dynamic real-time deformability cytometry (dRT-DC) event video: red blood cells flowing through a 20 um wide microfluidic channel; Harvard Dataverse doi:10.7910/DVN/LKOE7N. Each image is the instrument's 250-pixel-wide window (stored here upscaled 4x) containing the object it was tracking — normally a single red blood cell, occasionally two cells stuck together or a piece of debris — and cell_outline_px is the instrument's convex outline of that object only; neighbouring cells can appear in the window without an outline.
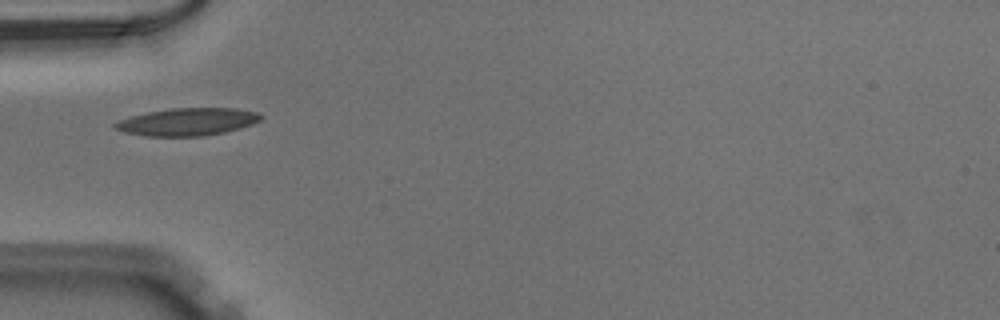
{"species": "Egyptian fruit bat (a non-hibernating species)", "species_latin": "Rousettus aegyptiacus", "temperature_condition": "warm", "stored_images_in_passage": 35, "camera_frame_rate_fps": 3000, "um_per_image_px": 0.085, "animal": {"sex": "male"}, "frame": {"image": 1, "passage_image": 1, "time_ms": 0.0, "image_size_px": [1000, 320], "cell_outline_px": [[264, 116], [260, 120], [252, 124], [240, 128], [224, 132], [204, 136], [144, 136], [124, 132], [116, 128], [112, 124], [120, 120], [132, 116], [148, 112], [172, 108], [236, 108], [256, 112]], "centroid_in_image_um": [15.95, 10.35], "position_along_channel_um": 69.0, "area_um2": 23.29}}
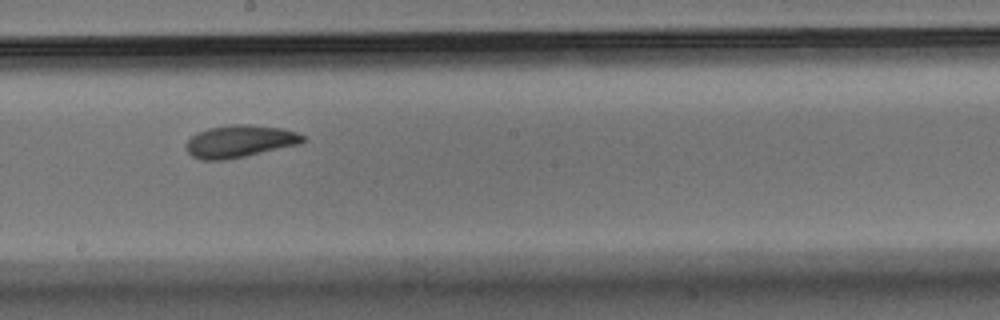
{"frame": {"image": 2, "passage_image": 13, "time_ms": 4.0, "image_size_px": [1000, 320], "cell_outline_px": [[304, 140], [300, 144], [244, 156], [224, 160], [200, 160], [192, 156], [188, 152], [188, 140], [196, 132], [208, 128], [232, 124], [248, 124], [280, 128], [296, 132], [304, 136]], "centroid_in_image_um": [20.37, 12.0], "position_along_channel_um": 227.8, "area_um2": 21.73}}
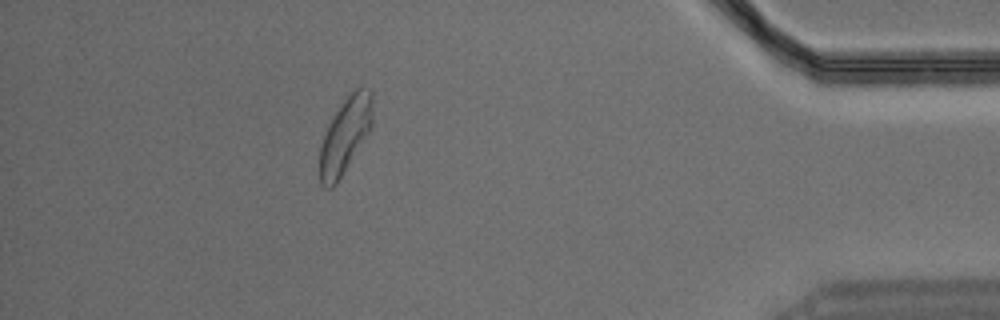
{"frame": {"image": 3, "passage_image": 30, "time_ms": 9.667, "image_size_px": [1000, 320], "cell_outline_px": [[372, 124], [368, 132], [336, 184], [332, 188], [324, 188], [320, 184], [320, 144], [324, 132], [332, 116], [344, 100], [356, 88], [360, 88], [372, 92]], "centroid_in_image_um": [29.3, 11.53], "position_along_channel_um": 405.9, "area_um2": 22.83}}